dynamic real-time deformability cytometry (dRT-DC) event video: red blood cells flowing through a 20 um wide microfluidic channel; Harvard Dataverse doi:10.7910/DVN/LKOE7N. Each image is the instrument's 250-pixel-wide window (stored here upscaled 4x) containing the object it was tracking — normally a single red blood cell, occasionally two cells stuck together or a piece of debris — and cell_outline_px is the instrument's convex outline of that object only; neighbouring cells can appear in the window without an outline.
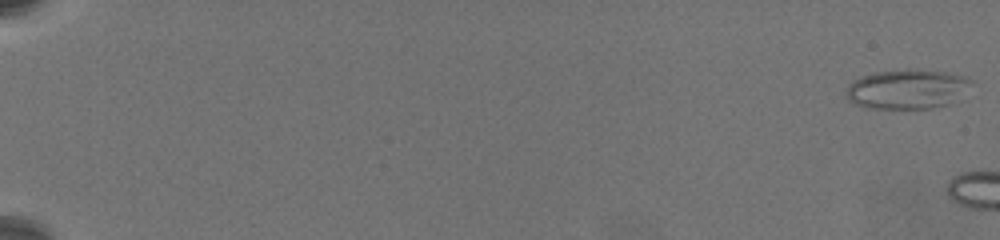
{"species": "common noctule bat (a hibernating species)", "species_latin": "Nyctalus noctula", "temperature_condition": "warm", "stored_images_in_passage": 6, "camera_frame_rate_fps": 3000, "um_per_image_px": 0.085, "animal": {"sex": "female", "body_mass_g": 19.5, "forearm_length_mm": 54.1}, "frame": {"image": 1, "passage_image": 1, "time_ms": 0.0, "image_size_px": [1000, 240], "cell_outline_px": [[972, 84], [948, 104], [932, 108], [864, 108], [848, 100], [848, 84], [852, 80], [876, 72], [908, 68], [916, 68], [948, 72], [968, 76], [972, 80]], "centroid_in_image_um": [77.11, 7.55], "position_along_channel_um": 7.9, "area_um2": 28.84}}